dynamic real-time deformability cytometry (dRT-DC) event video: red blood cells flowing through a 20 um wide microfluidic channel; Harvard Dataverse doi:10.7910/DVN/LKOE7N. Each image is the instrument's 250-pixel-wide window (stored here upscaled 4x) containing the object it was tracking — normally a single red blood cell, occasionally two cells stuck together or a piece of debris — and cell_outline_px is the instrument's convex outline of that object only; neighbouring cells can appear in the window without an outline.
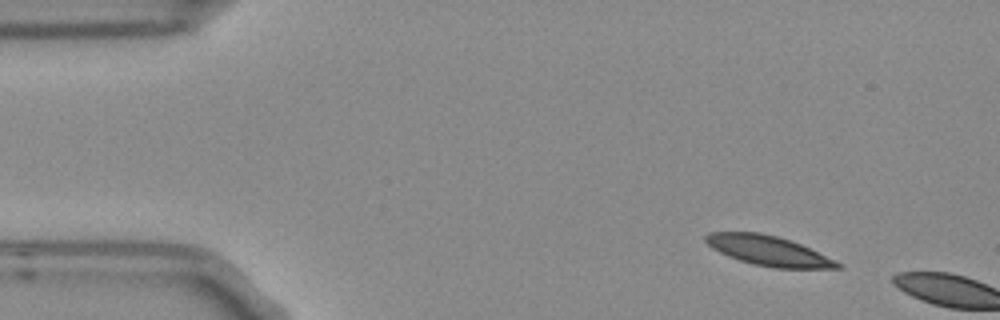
{"species": "Egyptian fruit bat (a non-hibernating species)", "species_latin": "Rousettus aegyptiacus", "temperature_condition": "room temperature", "stored_images_in_passage": 3, "camera_frame_rate_fps": 3000, "um_per_image_px": 0.085, "frame": {"image": 1, "passage_image": 1, "time_ms": 0.0, "image_size_px": [1000, 320], "cell_outline_px": [[844, 268], [776, 268], [752, 264], [728, 256], [712, 248], [704, 240], [704, 236], [708, 232], [760, 232], [776, 236], [800, 244], [836, 260], [844, 264]], "centroid_in_image_um": [65.32, 21.31], "position_along_channel_um": 19.7, "area_um2": 22.83}}